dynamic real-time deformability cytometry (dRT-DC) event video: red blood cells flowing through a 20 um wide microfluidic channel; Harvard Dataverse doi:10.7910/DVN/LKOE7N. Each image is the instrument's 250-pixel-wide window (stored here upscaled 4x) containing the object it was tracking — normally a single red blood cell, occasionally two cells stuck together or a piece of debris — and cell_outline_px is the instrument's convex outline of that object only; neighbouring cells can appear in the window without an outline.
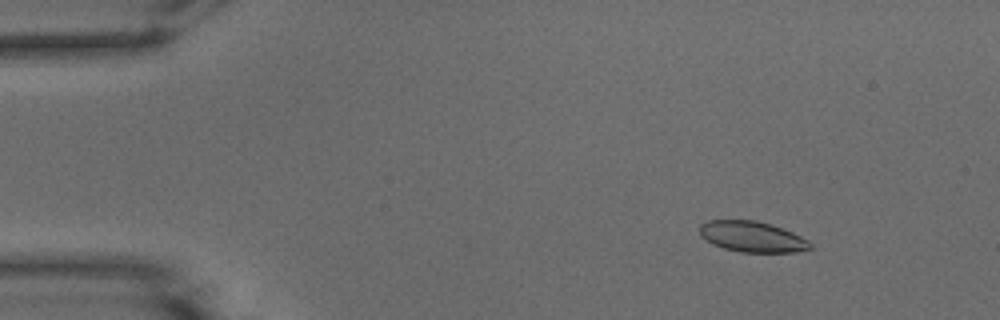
{"species": "common noctule bat (a hibernating species)", "species_latin": "Nyctalus noctula", "temperature_condition": "warm", "stored_images_in_passage": 53, "camera_frame_rate_fps": 3000, "um_per_image_px": 0.085, "animal": {"sex": "male", "body_mass_g": 15.6}, "frame": {"image": 1, "passage_image": 7, "time_ms": 2.0, "image_size_px": [1000, 320], "cell_outline_px": [[812, 248], [796, 252], [740, 252], [724, 248], [712, 244], [700, 236], [700, 224], [708, 220], [756, 220], [772, 224], [792, 232], [808, 240], [812, 244]], "centroid_in_image_um": [63.93, 20.11], "position_along_channel_um": 21.1, "area_um2": 19.88}}
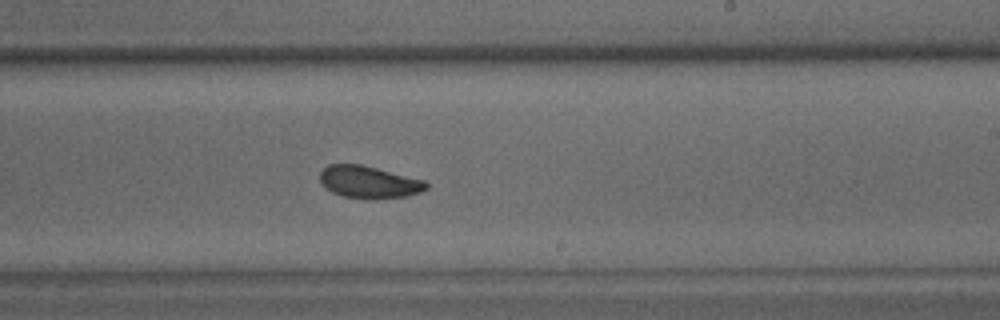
{"frame": {"image": 2, "passage_image": 32, "time_ms": 10.333, "image_size_px": [1000, 320], "cell_outline_px": [[428, 188], [420, 192], [404, 196], [372, 200], [340, 196], [332, 192], [320, 180], [320, 172], [328, 164], [360, 164], [424, 180], [428, 184]], "centroid_in_image_um": [31.35, 15.49], "position_along_channel_um": 257.6, "area_um2": 19.88}}
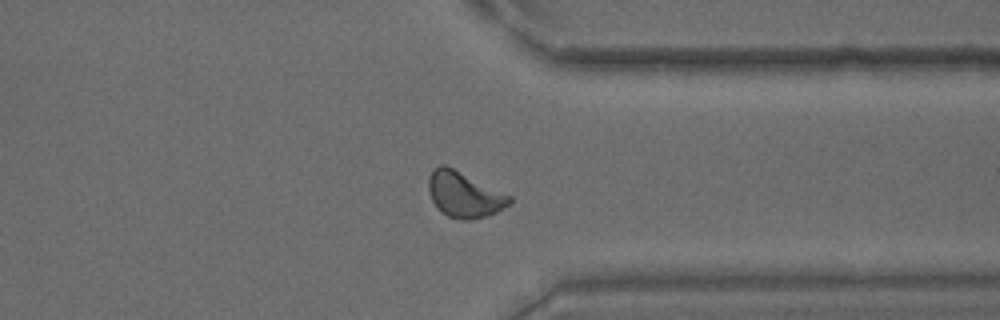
{"frame": {"image": 3, "passage_image": 41, "time_ms": 13.333, "image_size_px": [1000, 320], "cell_outline_px": [[512, 204], [488, 216], [468, 220], [464, 220], [448, 216], [432, 200], [428, 188], [428, 176], [440, 164], [444, 164], [512, 196]], "centroid_in_image_um": [39.49, 16.54], "position_along_channel_um": 371.9, "area_um2": 21.21}, "authors_computed_cell_mechanics": {"area_um2": 20.519, "velocity_mm_per_s": 3.8698, "shape_relaxation_time_tau1_ms": 4.4273, "shape_relaxation_time_tau2_ms": 2.4618, "deformation_change_tau1": 0.1116, "deformation_change_tau2": 0.0816}}